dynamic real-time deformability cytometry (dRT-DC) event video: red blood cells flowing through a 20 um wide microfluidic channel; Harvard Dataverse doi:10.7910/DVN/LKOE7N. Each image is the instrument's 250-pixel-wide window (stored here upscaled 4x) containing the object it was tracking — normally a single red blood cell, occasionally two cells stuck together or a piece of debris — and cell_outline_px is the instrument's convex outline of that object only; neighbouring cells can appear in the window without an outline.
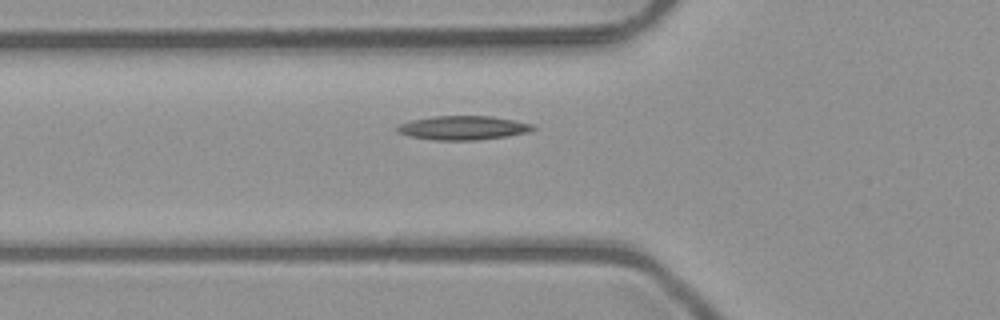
{"species": "common noctule bat (a hibernating species)", "species_latin": "Nyctalus noctula", "temperature_condition": "room temperature", "stored_images_in_passage": 29, "camera_frame_rate_fps": 3000, "um_per_image_px": 0.085, "animal": {"sex": "male", "body_mass_g": 23.1, "forearm_length_mm": 52.7}, "frame": {"image": 1, "passage_image": 2, "time_ms": 0.333, "image_size_px": [1000, 320], "cell_outline_px": [[536, 128], [528, 132], [508, 136], [476, 140], [436, 140], [408, 136], [400, 132], [396, 128], [400, 124], [412, 120], [432, 116], [492, 116], [532, 124]], "centroid_in_image_um": [39.37, 10.86], "position_along_channel_um": 86.4, "area_um2": 18.79}}
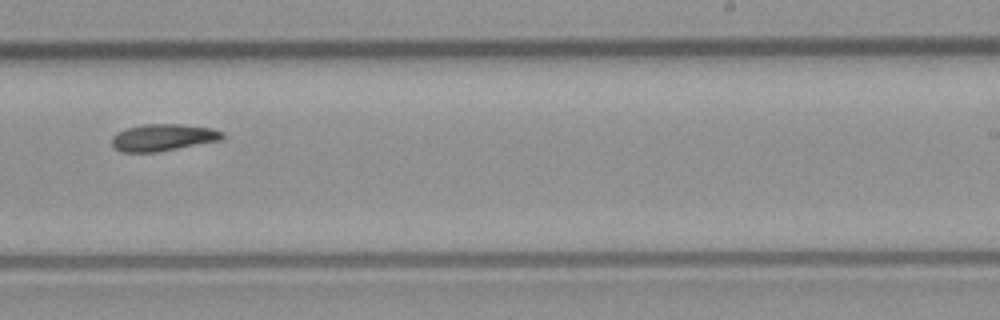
{"frame": {"image": 2, "passage_image": 16, "time_ms": 5.0, "image_size_px": [1000, 320], "cell_outline_px": [[224, 140], [156, 152], [120, 152], [112, 144], [112, 136], [116, 132], [124, 128], [144, 124], [180, 124], [212, 128], [224, 132]], "centroid_in_image_um": [13.87, 11.68], "position_along_channel_um": 275.1, "area_um2": 17.57}}
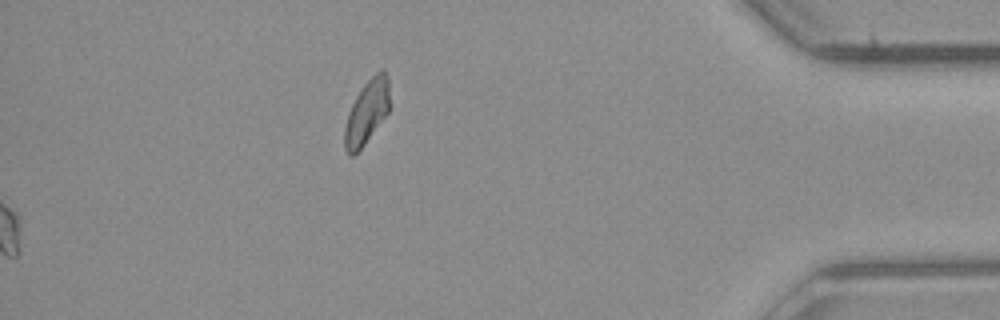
{"frame": {"image": 3, "passage_image": 29, "time_ms": 9.333, "image_size_px": [1000, 320], "cell_outline_px": [[392, 108], [364, 144], [352, 156], [348, 156], [344, 148], [344, 128], [348, 112], [356, 96], [364, 84], [380, 68], [384, 68], [388, 76]], "centroid_in_image_um": [31.22, 9.48], "position_along_channel_um": 404.0, "area_um2": 17.22}}